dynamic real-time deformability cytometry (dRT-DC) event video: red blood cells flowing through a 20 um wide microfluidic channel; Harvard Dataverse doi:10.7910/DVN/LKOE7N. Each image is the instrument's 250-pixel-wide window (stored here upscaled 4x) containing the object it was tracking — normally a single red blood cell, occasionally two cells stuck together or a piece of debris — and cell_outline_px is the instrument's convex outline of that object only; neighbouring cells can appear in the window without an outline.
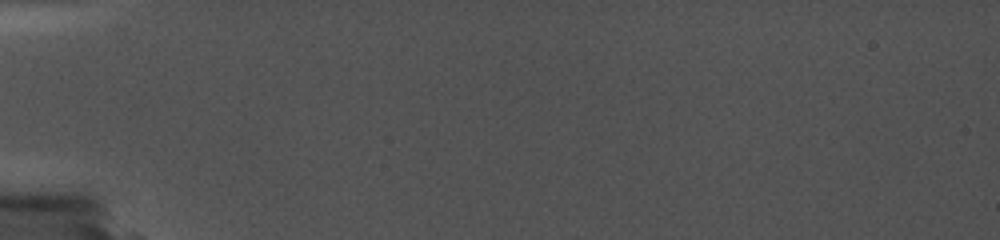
{"species": "common noctule bat (a hibernating species)", "species_latin": "Nyctalus noctula", "temperature_condition": "cold", "stored_images_in_passage": 3, "camera_frame_rate_fps": 5000, "um_per_image_px": 0.085, "animal": {"sex": "female", "body_mass_g": 19.0, "forearm_length_mm": 56.7}, "frame": {"image": 1, "passage_image": 2, "time_ms": 0.6, "image_size_px": [1000, 240], "cell_outline_px": [[688, 132], [684, 136], [672, 140], [612, 140], [528, 132], [520, 128], [528, 124], [648, 128]], "centroid_in_image_um": [51.5, 11.25], "position_along_channel_um": 33.5, "area_um2": 12.48}}